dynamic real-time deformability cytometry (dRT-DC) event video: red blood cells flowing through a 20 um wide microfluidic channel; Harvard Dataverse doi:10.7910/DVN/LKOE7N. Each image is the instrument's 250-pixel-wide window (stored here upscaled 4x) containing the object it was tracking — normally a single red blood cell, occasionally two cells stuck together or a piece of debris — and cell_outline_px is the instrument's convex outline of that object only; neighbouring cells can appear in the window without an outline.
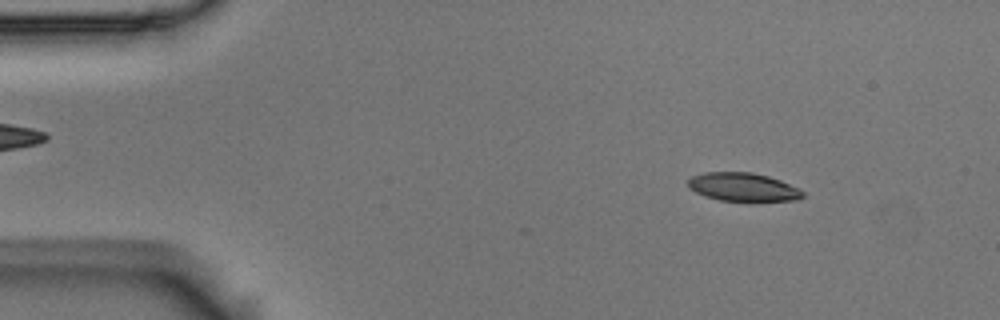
{"species": "Egyptian fruit bat (a non-hibernating species)", "species_latin": "Rousettus aegyptiacus", "temperature_condition": "room temperature", "stored_images_in_passage": 6, "camera_frame_rate_fps": 3000, "um_per_image_px": 0.085, "animal": {"sex": "male"}, "frame": {"image": 1, "passage_image": 2, "time_ms": 0.333, "image_size_px": [1000, 320], "cell_outline_px": [[804, 196], [796, 200], [720, 200], [704, 196], [688, 188], [688, 180], [692, 176], [704, 172], [752, 172], [768, 176], [780, 180], [800, 188], [804, 192]], "centroid_in_image_um": [63.15, 15.88], "position_along_channel_um": 21.9, "area_um2": 18.84}}
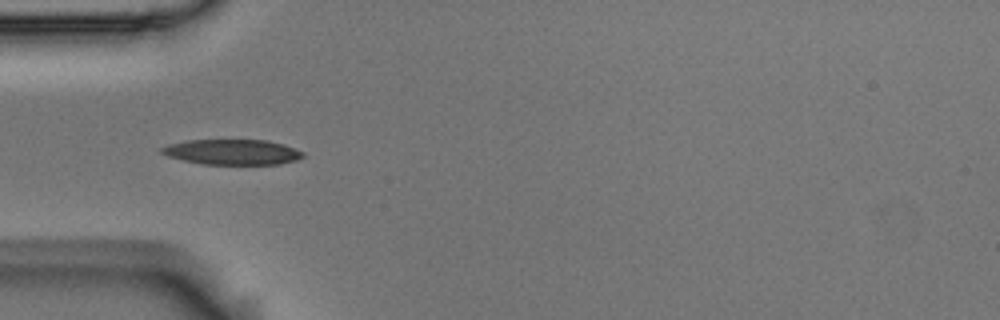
{"frame": {"image": 2, "passage_image": 5, "time_ms": 1.333, "image_size_px": [1000, 320], "cell_outline_px": [[304, 156], [296, 160], [280, 164], [204, 164], [184, 160], [168, 156], [160, 152], [160, 148], [168, 144], [184, 140], [268, 140], [284, 144], [304, 152]], "centroid_in_image_um": [19.75, 12.91], "position_along_channel_um": 65.3, "area_um2": 20.87}}
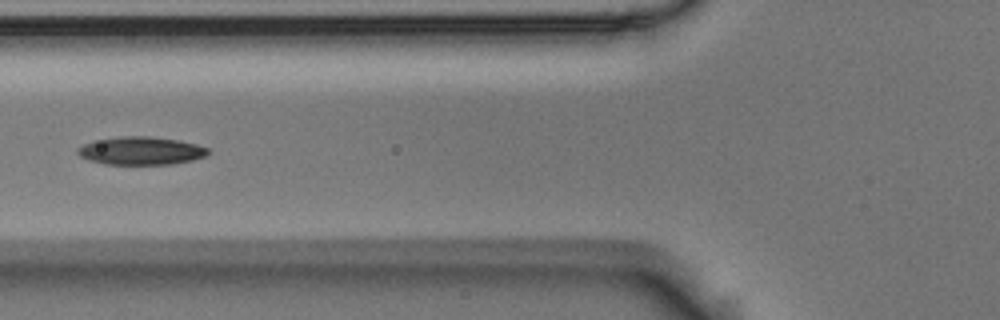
{"frame": {"image": 3, "passage_image": 6, "time_ms": 1.667, "image_size_px": [1000, 320], "cell_outline_px": [[208, 152], [204, 156], [192, 160], [172, 164], [104, 164], [88, 160], [80, 156], [76, 152], [76, 148], [84, 144], [124, 136], [148, 136], [180, 140], [196, 144], [208, 148]], "centroid_in_image_um": [11.99, 12.82], "position_along_channel_um": 113.8, "area_um2": 20.98}}